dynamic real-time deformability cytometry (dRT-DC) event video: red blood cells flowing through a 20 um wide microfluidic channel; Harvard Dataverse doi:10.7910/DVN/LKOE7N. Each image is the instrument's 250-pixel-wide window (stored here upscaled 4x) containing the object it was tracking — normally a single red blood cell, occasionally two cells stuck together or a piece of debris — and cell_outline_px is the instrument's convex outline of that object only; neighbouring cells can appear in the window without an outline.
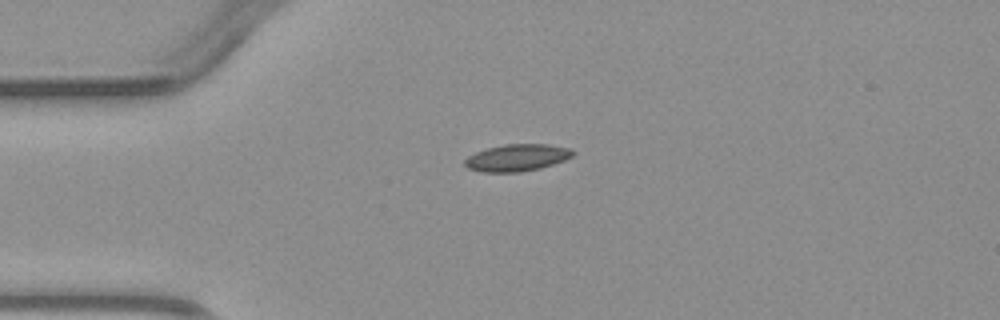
{"species": "common noctule bat (a hibernating species)", "species_latin": "Nyctalus noctula", "temperature_condition": "warm", "stored_images_in_passage": 2, "camera_frame_rate_fps": 3000, "um_per_image_px": 0.085, "animal": {"sex": "male", "body_mass_g": 23.1, "forearm_length_mm": 52.7}, "frame": {"image": 1, "passage_image": 1, "time_ms": 0.0, "image_size_px": [1000, 320], "cell_outline_px": [[576, 152], [572, 156], [564, 160], [540, 168], [520, 172], [480, 172], [468, 168], [464, 164], [464, 160], [468, 156], [476, 152], [488, 148], [504, 144], [548, 144], [572, 148]], "centroid_in_image_um": [43.96, 13.4], "position_along_channel_um": 41.0, "area_um2": 17.05}}
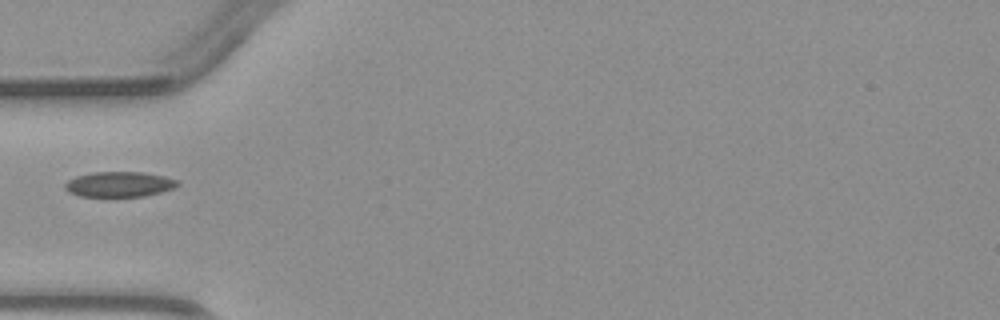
{"frame": {"image": 2, "passage_image": 2, "time_ms": 1.333, "image_size_px": [1000, 320], "cell_outline_px": [[180, 184], [172, 188], [160, 192], [144, 196], [80, 196], [68, 192], [64, 188], [64, 184], [68, 180], [76, 176], [92, 172], [144, 172], [164, 176], [176, 180]], "centroid_in_image_um": [10.1, 15.65], "position_along_channel_um": 74.9, "area_um2": 16.47}}